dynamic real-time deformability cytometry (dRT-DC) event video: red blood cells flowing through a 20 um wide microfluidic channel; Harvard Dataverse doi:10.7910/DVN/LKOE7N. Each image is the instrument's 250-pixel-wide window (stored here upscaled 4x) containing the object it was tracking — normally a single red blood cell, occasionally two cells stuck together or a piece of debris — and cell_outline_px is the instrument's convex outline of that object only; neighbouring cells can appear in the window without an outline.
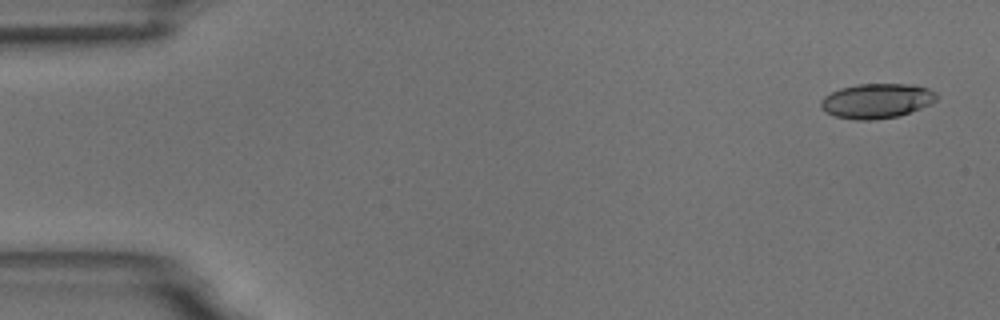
{"species": "common noctule bat (a hibernating species)", "species_latin": "Nyctalus noctula", "temperature_condition": "room temperature", "stored_images_in_passage": 5, "segment_of_instrument_passage": [2, 2], "camera_frame_rate_fps": 3000, "um_per_image_px": 0.085, "animal": {"sex": "male", "body_mass_g": 18.8}, "frame": {"image": 1, "passage_image": 5, "time_ms": 5.333, "image_size_px": [1000, 320], "cell_outline_px": [[936, 100], [920, 108], [900, 116], [872, 120], [856, 120], [836, 116], [820, 108], [820, 100], [824, 96], [840, 88], [856, 84], [912, 84], [928, 88], [936, 92]], "centroid_in_image_um": [74.5, 8.57], "position_along_channel_um": 10.5, "area_um2": 23.41}}